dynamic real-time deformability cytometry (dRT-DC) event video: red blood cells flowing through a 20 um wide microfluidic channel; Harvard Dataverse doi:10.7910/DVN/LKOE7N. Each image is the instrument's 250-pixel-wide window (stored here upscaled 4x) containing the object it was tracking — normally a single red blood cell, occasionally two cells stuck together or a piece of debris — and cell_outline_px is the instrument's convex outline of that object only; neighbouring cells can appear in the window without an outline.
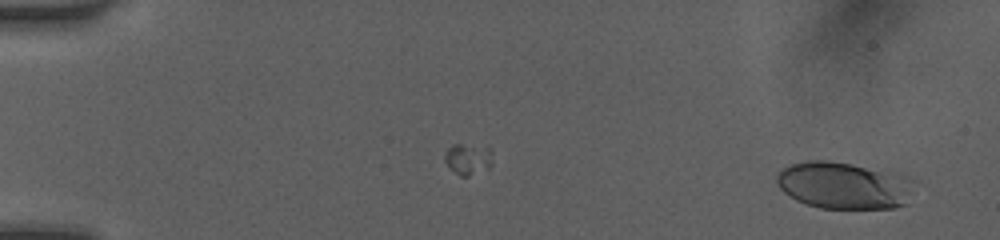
{"species": "human", "species_latin": "Homo sapiens", "temperature_condition": "room temperature", "stored_images_in_passage": 12, "camera_frame_rate_fps": 3000, "um_per_image_px": 0.085, "donor": {"sex": "female"}, "frame": {"image": 1, "passage_image": 1, "time_ms": 0.0, "image_size_px": [1000, 240], "cell_outline_px": [[912, 180], [908, 204], [892, 208], [820, 208], [796, 200], [784, 192], [776, 184], [776, 176], [788, 164], [808, 160], [828, 160], [900, 172], [908, 176]], "centroid_in_image_um": [71.74, 15.74], "position_along_channel_um": 13.3, "area_um2": 37.97}}
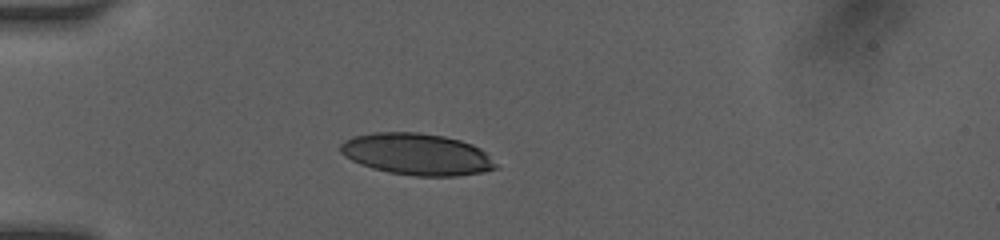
{"frame": {"image": 2, "passage_image": 9, "time_ms": 4.0, "image_size_px": [1000, 240], "cell_outline_px": [[500, 168], [484, 172], [456, 176], [416, 176], [388, 172], [372, 168], [360, 164], [344, 156], [340, 152], [340, 144], [344, 140], [352, 136], [372, 132], [420, 132], [444, 136], [460, 140], [472, 144], [480, 148]], "centroid_in_image_um": [35.41, 13.1], "position_along_channel_um": 49.6, "area_um2": 37.92}}
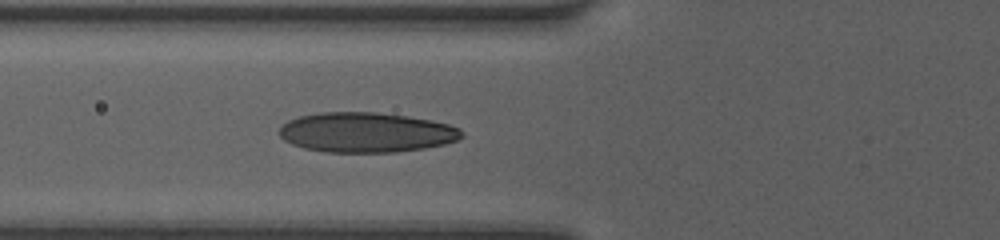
{"frame": {"image": 3, "passage_image": 12, "time_ms": 5.667, "image_size_px": [1000, 240], "cell_outline_px": [[464, 136], [456, 140], [444, 144], [424, 148], [396, 152], [328, 152], [304, 148], [292, 144], [284, 140], [280, 136], [280, 128], [288, 120], [300, 116], [324, 112], [376, 112], [408, 116], [432, 120], [448, 124], [460, 128], [464, 132]], "centroid_in_image_um": [31.16, 11.25], "position_along_channel_um": 94.6, "area_um2": 42.43}}